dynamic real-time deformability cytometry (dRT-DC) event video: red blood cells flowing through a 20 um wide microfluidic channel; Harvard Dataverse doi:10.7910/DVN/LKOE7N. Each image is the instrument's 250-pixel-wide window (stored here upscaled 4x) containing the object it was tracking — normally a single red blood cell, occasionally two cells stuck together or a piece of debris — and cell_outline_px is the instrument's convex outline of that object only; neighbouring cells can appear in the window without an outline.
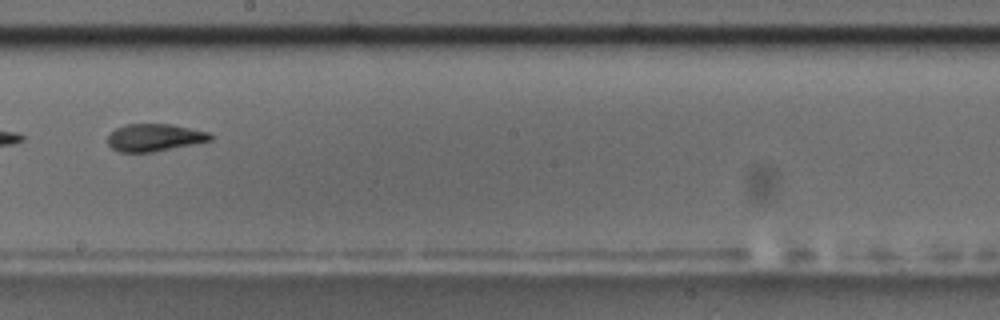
{"species": "common noctule bat (a hibernating species)", "species_latin": "Nyctalus noctula", "temperature_condition": "room temperature", "stored_images_in_passage": 15, "camera_frame_rate_fps": 3000, "um_per_image_px": 0.085, "animal": {"sex": "male", "body_mass_g": 17.5, "forearm_length_mm": 52.3}, "frame": {"image": 1, "passage_image": 9, "time_ms": 10.0, "image_size_px": [1000, 320], "cell_outline_px": [[212, 140], [152, 152], [120, 152], [112, 148], [108, 144], [108, 136], [116, 128], [124, 124], [172, 124], [208, 132], [212, 136]], "centroid_in_image_um": [13.11, 11.68], "position_along_channel_um": 235.1, "area_um2": 16.24}}